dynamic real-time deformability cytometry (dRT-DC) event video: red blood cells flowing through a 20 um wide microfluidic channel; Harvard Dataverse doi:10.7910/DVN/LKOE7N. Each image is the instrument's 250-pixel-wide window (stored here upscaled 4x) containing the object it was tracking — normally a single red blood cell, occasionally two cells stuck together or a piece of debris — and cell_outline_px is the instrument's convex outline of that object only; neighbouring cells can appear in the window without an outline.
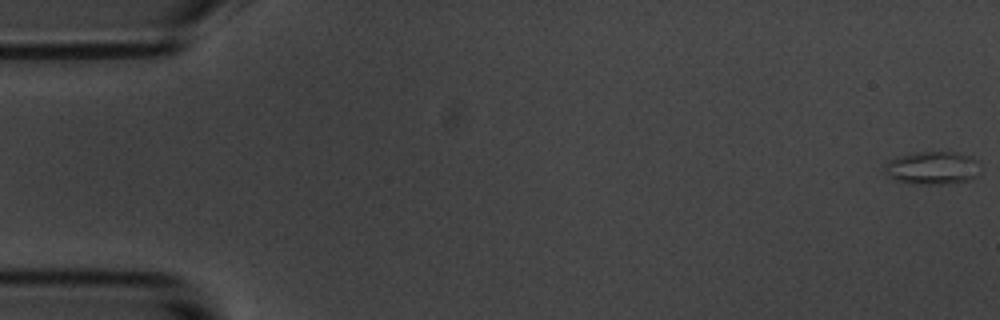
{"species": "common noctule bat (a hibernating species)", "species_latin": "Nyctalus noctula", "temperature_condition": "room temperature", "stored_images_in_passage": 48, "camera_frame_rate_fps": 3000, "um_per_image_px": 0.085, "animal": {"sex": "male", "body_mass_g": 20.1, "forearm_length_mm": 53.5}, "frame": {"image": 1, "passage_image": 1, "time_ms": 0.0, "image_size_px": [1000, 320], "cell_outline_px": [[980, 160], [976, 176], [972, 180], [948, 184], [920, 184], [896, 180], [884, 172], [884, 164], [888, 160], [908, 152], [956, 152], [972, 156]], "centroid_in_image_um": [79.27, 14.26], "position_along_channel_um": 5.7, "area_um2": 18.73}}
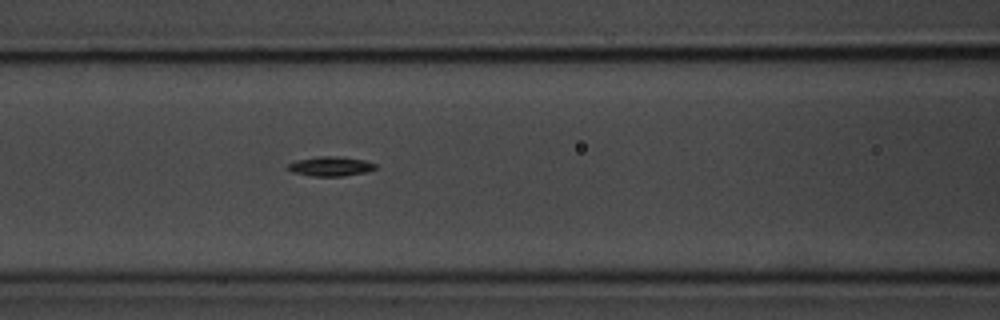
{"frame": {"image": 2, "passage_image": 24, "time_ms": 7.667, "image_size_px": [1000, 320], "cell_outline_px": [[376, 168], [368, 172], [344, 176], [312, 176], [292, 172], [288, 168], [288, 164], [296, 160], [316, 156], [340, 156], [364, 160], [376, 164]], "centroid_in_image_um": [28.11, 14.13], "position_along_channel_um": 138.5, "area_um2": 10.06}}